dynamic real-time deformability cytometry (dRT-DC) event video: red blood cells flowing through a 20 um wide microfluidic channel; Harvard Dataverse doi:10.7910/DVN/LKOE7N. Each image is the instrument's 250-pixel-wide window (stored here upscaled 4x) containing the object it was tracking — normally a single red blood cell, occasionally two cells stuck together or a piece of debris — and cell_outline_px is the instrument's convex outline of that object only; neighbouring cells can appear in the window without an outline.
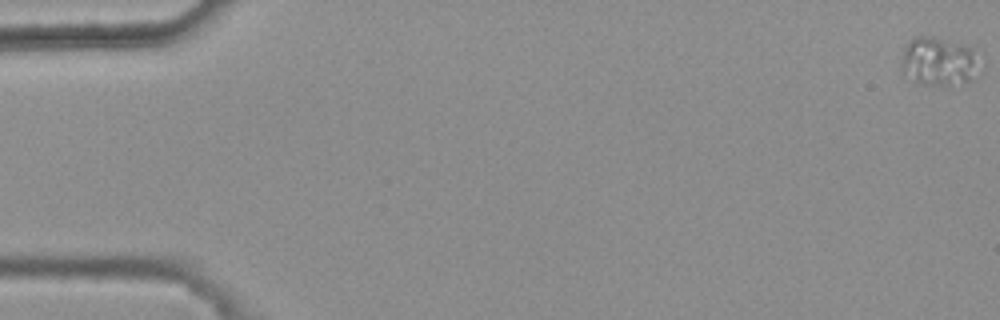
{"species": "common noctule bat (a hibernating species)", "species_latin": "Nyctalus noctula", "temperature_condition": "warm", "stored_images_in_passage": 24, "camera_frame_rate_fps": 3000, "um_per_image_px": 0.085, "animal": {"sex": "female", "body_mass_g": 25.1}, "frame": {"image": 1, "passage_image": 1, "time_ms": 0.0, "image_size_px": [1000, 320], "cell_outline_px": [[980, 76], [972, 80], [948, 84], [920, 84], [904, 72], [900, 68], [900, 64], [904, 48], [908, 40], [912, 36], [932, 36], [964, 44], [976, 48]], "centroid_in_image_um": [79.82, 5.18], "position_along_channel_um": 5.2, "area_um2": 22.54}}
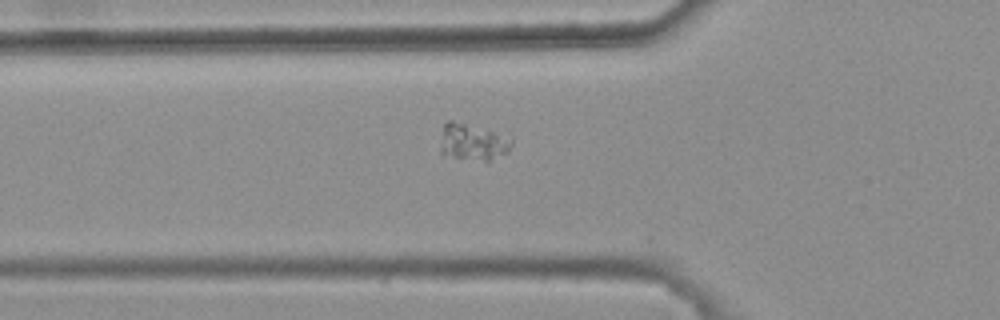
{"frame": {"image": 2, "passage_image": 20, "time_ms": 6.333, "image_size_px": [1000, 320], "cell_outline_px": [[512, 144], [508, 152], [488, 164], [440, 152], [440, 148], [444, 124], [448, 120], [452, 120], [492, 132], [512, 140]], "centroid_in_image_um": [40.2, 12.13], "position_along_channel_um": 85.6, "area_um2": 14.91}}
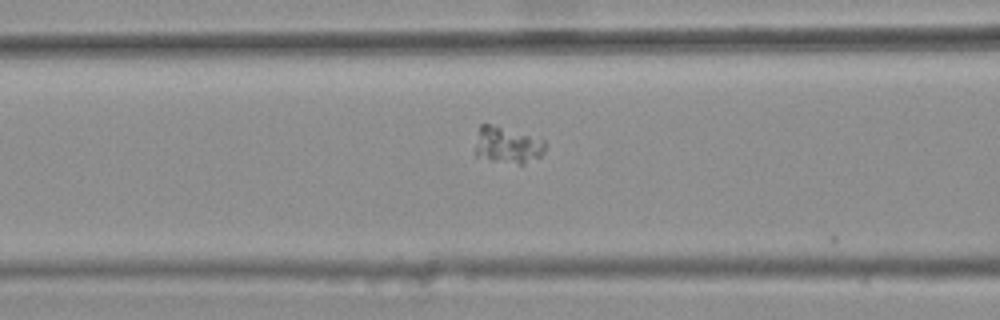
{"frame": {"image": 3, "passage_image": 23, "time_ms": 7.333, "image_size_px": [1000, 320], "cell_outline_px": [[544, 152], [540, 156], [524, 164], [520, 164], [492, 160], [476, 156], [476, 144], [480, 124], [488, 124], [544, 140]], "centroid_in_image_um": [43.12, 12.36], "position_along_channel_um": 123.5, "area_um2": 14.28}}